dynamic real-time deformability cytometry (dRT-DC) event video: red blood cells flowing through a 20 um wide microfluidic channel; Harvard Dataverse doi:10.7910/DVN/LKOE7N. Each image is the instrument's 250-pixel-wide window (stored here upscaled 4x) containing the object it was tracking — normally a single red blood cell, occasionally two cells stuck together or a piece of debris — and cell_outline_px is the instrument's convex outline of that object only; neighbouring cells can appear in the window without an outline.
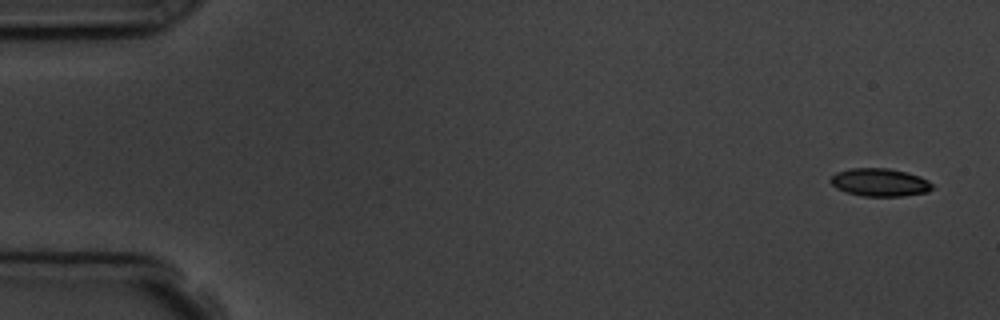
{"species": "common noctule bat (a hibernating species)", "species_latin": "Nyctalus noctula", "temperature_condition": "room temperature", "stored_images_in_passage": 5, "camera_frame_rate_fps": 3000, "um_per_image_px": 0.085, "animal": {"sex": "male", "body_mass_g": 19.5, "forearm_length_mm": 54.6}, "frame": {"image": 1, "passage_image": 1, "time_ms": 0.0, "image_size_px": [1000, 320], "cell_outline_px": [[932, 188], [928, 192], [904, 196], [860, 196], [844, 192], [836, 188], [828, 180], [836, 172], [852, 168], [888, 168], [908, 172], [920, 176], [928, 180], [932, 184]], "centroid_in_image_um": [74.77, 15.5], "position_along_channel_um": 10.2, "area_um2": 16.76}}
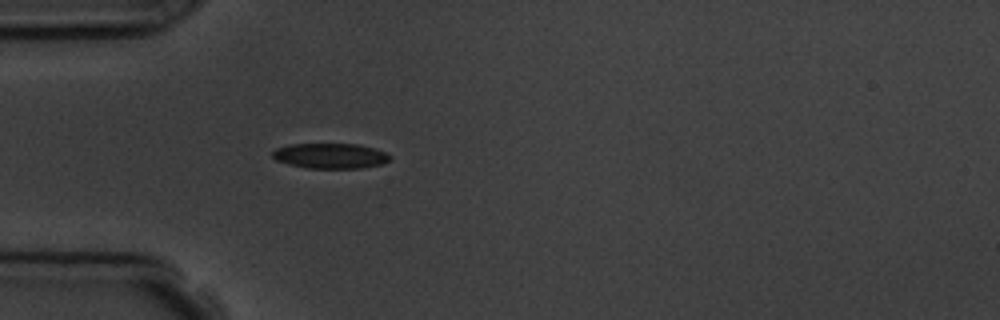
{"frame": {"image": 2, "passage_image": 5, "time_ms": 4.667, "image_size_px": [1000, 320], "cell_outline_px": [[392, 160], [384, 164], [360, 168], [308, 168], [288, 164], [276, 160], [272, 156], [272, 152], [276, 148], [288, 144], [360, 144], [376, 148], [392, 156]], "centroid_in_image_um": [28.12, 13.24], "position_along_channel_um": 56.9, "area_um2": 17.51}}